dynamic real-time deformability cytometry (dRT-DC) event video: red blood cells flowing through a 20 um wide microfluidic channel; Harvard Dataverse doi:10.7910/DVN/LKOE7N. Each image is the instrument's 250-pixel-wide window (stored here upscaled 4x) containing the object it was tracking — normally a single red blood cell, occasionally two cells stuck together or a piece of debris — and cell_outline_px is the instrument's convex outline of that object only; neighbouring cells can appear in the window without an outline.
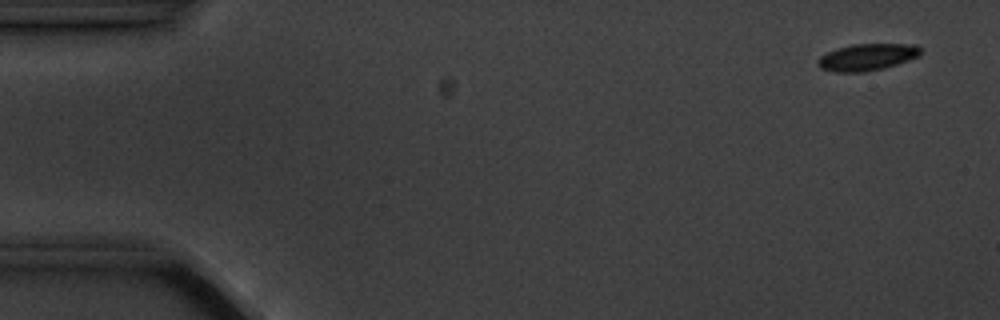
{"species": "common noctule bat (a hibernating species)", "species_latin": "Nyctalus noctula", "temperature_condition": "cold", "stored_images_in_passage": 6, "camera_frame_rate_fps": 3000, "um_per_image_px": 0.085, "animal": {"sex": "male", "body_mass_g": 20.1, "forearm_length_mm": 53.5}, "frame": {"image": 1, "passage_image": 1, "time_ms": 0.0, "image_size_px": [1000, 320], "cell_outline_px": [[920, 56], [884, 68], [864, 72], [836, 72], [820, 68], [816, 64], [816, 60], [820, 56], [836, 48], [852, 44], [916, 44], [920, 48]], "centroid_in_image_um": [73.67, 4.85], "position_along_channel_um": 11.3, "area_um2": 16.13}}
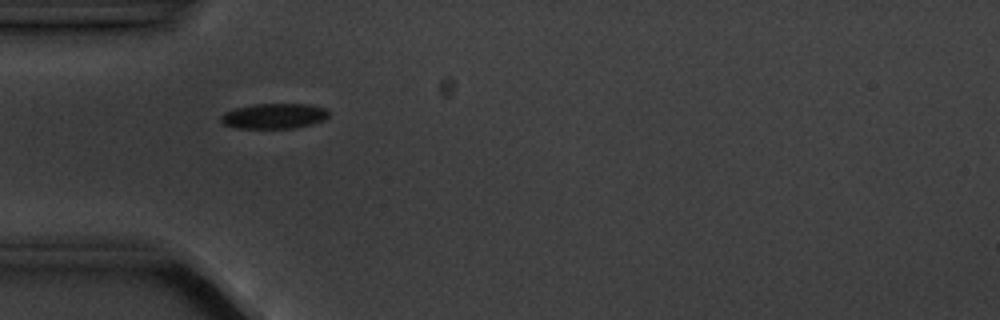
{"frame": {"image": 2, "passage_image": 5, "time_ms": 4.667, "image_size_px": [1000, 320], "cell_outline_px": [[328, 116], [320, 120], [296, 128], [236, 128], [224, 124], [220, 120], [220, 116], [224, 112], [232, 108], [256, 104], [308, 104], [324, 108], [328, 112]], "centroid_in_image_um": [23.21, 9.85], "position_along_channel_um": 61.8, "area_um2": 15.72}}